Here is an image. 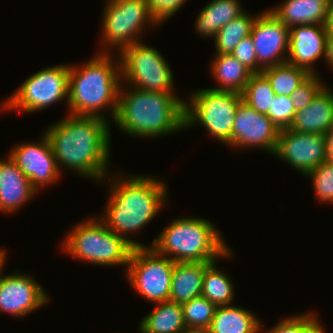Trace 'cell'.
<instances>
[{
  "label": "cell",
  "instance_id": "4fadbf2b",
  "mask_svg": "<svg viewBox=\"0 0 333 333\" xmlns=\"http://www.w3.org/2000/svg\"><path fill=\"white\" fill-rule=\"evenodd\" d=\"M17 167L29 178L38 192L42 187L56 183L62 175L48 138L42 133L37 142L17 144L8 154Z\"/></svg>",
  "mask_w": 333,
  "mask_h": 333
},
{
  "label": "cell",
  "instance_id": "e575fe53",
  "mask_svg": "<svg viewBox=\"0 0 333 333\" xmlns=\"http://www.w3.org/2000/svg\"><path fill=\"white\" fill-rule=\"evenodd\" d=\"M253 73H261L263 68L257 63L254 42L251 36L243 38L231 53Z\"/></svg>",
  "mask_w": 333,
  "mask_h": 333
},
{
  "label": "cell",
  "instance_id": "4316f807",
  "mask_svg": "<svg viewBox=\"0 0 333 333\" xmlns=\"http://www.w3.org/2000/svg\"><path fill=\"white\" fill-rule=\"evenodd\" d=\"M270 82L275 95L290 96L311 74L288 62L267 67L261 72Z\"/></svg>",
  "mask_w": 333,
  "mask_h": 333
},
{
  "label": "cell",
  "instance_id": "7c38bea8",
  "mask_svg": "<svg viewBox=\"0 0 333 333\" xmlns=\"http://www.w3.org/2000/svg\"><path fill=\"white\" fill-rule=\"evenodd\" d=\"M274 156L307 175L326 161L325 136L281 129Z\"/></svg>",
  "mask_w": 333,
  "mask_h": 333
},
{
  "label": "cell",
  "instance_id": "83f0119b",
  "mask_svg": "<svg viewBox=\"0 0 333 333\" xmlns=\"http://www.w3.org/2000/svg\"><path fill=\"white\" fill-rule=\"evenodd\" d=\"M259 14L257 13L254 16L244 11L222 27L213 39L215 54H231L237 44L251 34L254 21Z\"/></svg>",
  "mask_w": 333,
  "mask_h": 333
},
{
  "label": "cell",
  "instance_id": "8d00e7d4",
  "mask_svg": "<svg viewBox=\"0 0 333 333\" xmlns=\"http://www.w3.org/2000/svg\"><path fill=\"white\" fill-rule=\"evenodd\" d=\"M326 161L333 163V127L325 133Z\"/></svg>",
  "mask_w": 333,
  "mask_h": 333
},
{
  "label": "cell",
  "instance_id": "d590c367",
  "mask_svg": "<svg viewBox=\"0 0 333 333\" xmlns=\"http://www.w3.org/2000/svg\"><path fill=\"white\" fill-rule=\"evenodd\" d=\"M152 15L162 25L184 6L187 0H147Z\"/></svg>",
  "mask_w": 333,
  "mask_h": 333
},
{
  "label": "cell",
  "instance_id": "74e56055",
  "mask_svg": "<svg viewBox=\"0 0 333 333\" xmlns=\"http://www.w3.org/2000/svg\"><path fill=\"white\" fill-rule=\"evenodd\" d=\"M325 61L333 71V36H327Z\"/></svg>",
  "mask_w": 333,
  "mask_h": 333
},
{
  "label": "cell",
  "instance_id": "d6986e66",
  "mask_svg": "<svg viewBox=\"0 0 333 333\" xmlns=\"http://www.w3.org/2000/svg\"><path fill=\"white\" fill-rule=\"evenodd\" d=\"M333 127V92L325 85L311 103L295 113L289 129L325 135Z\"/></svg>",
  "mask_w": 333,
  "mask_h": 333
},
{
  "label": "cell",
  "instance_id": "8fae6325",
  "mask_svg": "<svg viewBox=\"0 0 333 333\" xmlns=\"http://www.w3.org/2000/svg\"><path fill=\"white\" fill-rule=\"evenodd\" d=\"M69 65L43 68L29 76L7 98V111L33 113L65 100L68 103Z\"/></svg>",
  "mask_w": 333,
  "mask_h": 333
},
{
  "label": "cell",
  "instance_id": "b9f144b4",
  "mask_svg": "<svg viewBox=\"0 0 333 333\" xmlns=\"http://www.w3.org/2000/svg\"><path fill=\"white\" fill-rule=\"evenodd\" d=\"M187 333H203V332H187Z\"/></svg>",
  "mask_w": 333,
  "mask_h": 333
},
{
  "label": "cell",
  "instance_id": "ab89813d",
  "mask_svg": "<svg viewBox=\"0 0 333 333\" xmlns=\"http://www.w3.org/2000/svg\"><path fill=\"white\" fill-rule=\"evenodd\" d=\"M6 252L4 249L0 248V277L2 276L3 272V268L6 265Z\"/></svg>",
  "mask_w": 333,
  "mask_h": 333
},
{
  "label": "cell",
  "instance_id": "cb8c5ba5",
  "mask_svg": "<svg viewBox=\"0 0 333 333\" xmlns=\"http://www.w3.org/2000/svg\"><path fill=\"white\" fill-rule=\"evenodd\" d=\"M214 55L210 71L219 86L210 89L241 94L254 73L231 54Z\"/></svg>",
  "mask_w": 333,
  "mask_h": 333
},
{
  "label": "cell",
  "instance_id": "60d3db41",
  "mask_svg": "<svg viewBox=\"0 0 333 333\" xmlns=\"http://www.w3.org/2000/svg\"><path fill=\"white\" fill-rule=\"evenodd\" d=\"M0 109H3V111L7 110V99H5V101L3 100V102H1L0 104Z\"/></svg>",
  "mask_w": 333,
  "mask_h": 333
},
{
  "label": "cell",
  "instance_id": "277c9868",
  "mask_svg": "<svg viewBox=\"0 0 333 333\" xmlns=\"http://www.w3.org/2000/svg\"><path fill=\"white\" fill-rule=\"evenodd\" d=\"M96 54L85 64L69 65L68 111L109 121L104 114L109 108L113 121L122 84L120 60L113 58L112 53Z\"/></svg>",
  "mask_w": 333,
  "mask_h": 333
},
{
  "label": "cell",
  "instance_id": "52a82bcc",
  "mask_svg": "<svg viewBox=\"0 0 333 333\" xmlns=\"http://www.w3.org/2000/svg\"><path fill=\"white\" fill-rule=\"evenodd\" d=\"M105 3L100 25V41L104 48L98 53H110L111 48L119 53L125 47L141 42L145 27L161 26L152 15L147 0H107Z\"/></svg>",
  "mask_w": 333,
  "mask_h": 333
},
{
  "label": "cell",
  "instance_id": "6da1fadb",
  "mask_svg": "<svg viewBox=\"0 0 333 333\" xmlns=\"http://www.w3.org/2000/svg\"><path fill=\"white\" fill-rule=\"evenodd\" d=\"M44 133L60 172L64 166L100 184L111 177L108 176L111 128L107 120L68 114L47 127Z\"/></svg>",
  "mask_w": 333,
  "mask_h": 333
},
{
  "label": "cell",
  "instance_id": "836d02e7",
  "mask_svg": "<svg viewBox=\"0 0 333 333\" xmlns=\"http://www.w3.org/2000/svg\"><path fill=\"white\" fill-rule=\"evenodd\" d=\"M319 74H311L291 95L295 111L308 106L317 93L326 85Z\"/></svg>",
  "mask_w": 333,
  "mask_h": 333
},
{
  "label": "cell",
  "instance_id": "ffe728a7",
  "mask_svg": "<svg viewBox=\"0 0 333 333\" xmlns=\"http://www.w3.org/2000/svg\"><path fill=\"white\" fill-rule=\"evenodd\" d=\"M330 0H286L268 10L288 28L304 24H326Z\"/></svg>",
  "mask_w": 333,
  "mask_h": 333
},
{
  "label": "cell",
  "instance_id": "3957f363",
  "mask_svg": "<svg viewBox=\"0 0 333 333\" xmlns=\"http://www.w3.org/2000/svg\"><path fill=\"white\" fill-rule=\"evenodd\" d=\"M175 95L121 84L113 121L122 132L135 138L171 136L186 130L185 100Z\"/></svg>",
  "mask_w": 333,
  "mask_h": 333
},
{
  "label": "cell",
  "instance_id": "4dcf8cb0",
  "mask_svg": "<svg viewBox=\"0 0 333 333\" xmlns=\"http://www.w3.org/2000/svg\"><path fill=\"white\" fill-rule=\"evenodd\" d=\"M312 312L281 319L275 326L263 333H326L324 325Z\"/></svg>",
  "mask_w": 333,
  "mask_h": 333
},
{
  "label": "cell",
  "instance_id": "ba28073f",
  "mask_svg": "<svg viewBox=\"0 0 333 333\" xmlns=\"http://www.w3.org/2000/svg\"><path fill=\"white\" fill-rule=\"evenodd\" d=\"M193 92V93H192ZM185 101V129L201 125L225 145L232 140V129L240 93L202 88L192 91Z\"/></svg>",
  "mask_w": 333,
  "mask_h": 333
},
{
  "label": "cell",
  "instance_id": "7402d4cb",
  "mask_svg": "<svg viewBox=\"0 0 333 333\" xmlns=\"http://www.w3.org/2000/svg\"><path fill=\"white\" fill-rule=\"evenodd\" d=\"M244 12L239 0H212L199 12L195 21V30L204 38H213L215 34L231 20Z\"/></svg>",
  "mask_w": 333,
  "mask_h": 333
},
{
  "label": "cell",
  "instance_id": "d4e9b609",
  "mask_svg": "<svg viewBox=\"0 0 333 333\" xmlns=\"http://www.w3.org/2000/svg\"><path fill=\"white\" fill-rule=\"evenodd\" d=\"M140 333H187L182 306L167 300L155 303L152 312L139 322Z\"/></svg>",
  "mask_w": 333,
  "mask_h": 333
},
{
  "label": "cell",
  "instance_id": "8992f818",
  "mask_svg": "<svg viewBox=\"0 0 333 333\" xmlns=\"http://www.w3.org/2000/svg\"><path fill=\"white\" fill-rule=\"evenodd\" d=\"M63 241L61 250L64 253L96 266H128L134 249L128 240L115 234L98 217L77 222Z\"/></svg>",
  "mask_w": 333,
  "mask_h": 333
},
{
  "label": "cell",
  "instance_id": "5b68a950",
  "mask_svg": "<svg viewBox=\"0 0 333 333\" xmlns=\"http://www.w3.org/2000/svg\"><path fill=\"white\" fill-rule=\"evenodd\" d=\"M223 237L209 220L183 216L167 224L147 247L174 262H213L234 255Z\"/></svg>",
  "mask_w": 333,
  "mask_h": 333
},
{
  "label": "cell",
  "instance_id": "f35d334b",
  "mask_svg": "<svg viewBox=\"0 0 333 333\" xmlns=\"http://www.w3.org/2000/svg\"><path fill=\"white\" fill-rule=\"evenodd\" d=\"M325 26L328 32L327 36H333V3H330L329 5V12Z\"/></svg>",
  "mask_w": 333,
  "mask_h": 333
},
{
  "label": "cell",
  "instance_id": "7a4b0ae2",
  "mask_svg": "<svg viewBox=\"0 0 333 333\" xmlns=\"http://www.w3.org/2000/svg\"><path fill=\"white\" fill-rule=\"evenodd\" d=\"M111 178L110 196L105 205L104 215L98 218L115 234L124 237L134 247L145 244L127 237L142 230L163 208L168 199V187L155 177L136 174L123 176L117 173Z\"/></svg>",
  "mask_w": 333,
  "mask_h": 333
},
{
  "label": "cell",
  "instance_id": "d6a6232c",
  "mask_svg": "<svg viewBox=\"0 0 333 333\" xmlns=\"http://www.w3.org/2000/svg\"><path fill=\"white\" fill-rule=\"evenodd\" d=\"M295 108L290 96L275 95L274 100L269 107L268 117L281 129L290 128L295 117Z\"/></svg>",
  "mask_w": 333,
  "mask_h": 333
},
{
  "label": "cell",
  "instance_id": "f1b7e54d",
  "mask_svg": "<svg viewBox=\"0 0 333 333\" xmlns=\"http://www.w3.org/2000/svg\"><path fill=\"white\" fill-rule=\"evenodd\" d=\"M183 319L188 332H203L209 329L217 306L206 297L199 296L181 304Z\"/></svg>",
  "mask_w": 333,
  "mask_h": 333
},
{
  "label": "cell",
  "instance_id": "9a60e30c",
  "mask_svg": "<svg viewBox=\"0 0 333 333\" xmlns=\"http://www.w3.org/2000/svg\"><path fill=\"white\" fill-rule=\"evenodd\" d=\"M16 270L0 277V311L20 318L45 306L50 298L33 275Z\"/></svg>",
  "mask_w": 333,
  "mask_h": 333
},
{
  "label": "cell",
  "instance_id": "5bb4252c",
  "mask_svg": "<svg viewBox=\"0 0 333 333\" xmlns=\"http://www.w3.org/2000/svg\"><path fill=\"white\" fill-rule=\"evenodd\" d=\"M279 129L266 114H261L241 101L237 107L230 148H261L274 155ZM242 147V148H241Z\"/></svg>",
  "mask_w": 333,
  "mask_h": 333
},
{
  "label": "cell",
  "instance_id": "1f68e13d",
  "mask_svg": "<svg viewBox=\"0 0 333 333\" xmlns=\"http://www.w3.org/2000/svg\"><path fill=\"white\" fill-rule=\"evenodd\" d=\"M307 178H311L314 193L321 203L333 202V163L325 161L310 171Z\"/></svg>",
  "mask_w": 333,
  "mask_h": 333
},
{
  "label": "cell",
  "instance_id": "484cf974",
  "mask_svg": "<svg viewBox=\"0 0 333 333\" xmlns=\"http://www.w3.org/2000/svg\"><path fill=\"white\" fill-rule=\"evenodd\" d=\"M217 263L218 259L206 267L202 296L216 306L232 305L235 294L232 280L218 268Z\"/></svg>",
  "mask_w": 333,
  "mask_h": 333
},
{
  "label": "cell",
  "instance_id": "e0dca14e",
  "mask_svg": "<svg viewBox=\"0 0 333 333\" xmlns=\"http://www.w3.org/2000/svg\"><path fill=\"white\" fill-rule=\"evenodd\" d=\"M327 29L323 24L295 25L289 28L287 62L317 74L314 63L326 57ZM313 66V67H312Z\"/></svg>",
  "mask_w": 333,
  "mask_h": 333
},
{
  "label": "cell",
  "instance_id": "2e32d148",
  "mask_svg": "<svg viewBox=\"0 0 333 333\" xmlns=\"http://www.w3.org/2000/svg\"><path fill=\"white\" fill-rule=\"evenodd\" d=\"M257 63L263 68L287 62L289 28L268 9L260 12L250 34Z\"/></svg>",
  "mask_w": 333,
  "mask_h": 333
},
{
  "label": "cell",
  "instance_id": "9c48e42d",
  "mask_svg": "<svg viewBox=\"0 0 333 333\" xmlns=\"http://www.w3.org/2000/svg\"><path fill=\"white\" fill-rule=\"evenodd\" d=\"M118 56L124 86L130 84L129 87L144 91L175 93L174 73L156 48L141 41L125 47Z\"/></svg>",
  "mask_w": 333,
  "mask_h": 333
},
{
  "label": "cell",
  "instance_id": "f546056e",
  "mask_svg": "<svg viewBox=\"0 0 333 333\" xmlns=\"http://www.w3.org/2000/svg\"><path fill=\"white\" fill-rule=\"evenodd\" d=\"M242 101L261 114L268 115L275 92L262 73H254L241 93Z\"/></svg>",
  "mask_w": 333,
  "mask_h": 333
},
{
  "label": "cell",
  "instance_id": "44dd1931",
  "mask_svg": "<svg viewBox=\"0 0 333 333\" xmlns=\"http://www.w3.org/2000/svg\"><path fill=\"white\" fill-rule=\"evenodd\" d=\"M211 262H175L169 300L182 304L202 296L203 277Z\"/></svg>",
  "mask_w": 333,
  "mask_h": 333
},
{
  "label": "cell",
  "instance_id": "30bf717a",
  "mask_svg": "<svg viewBox=\"0 0 333 333\" xmlns=\"http://www.w3.org/2000/svg\"><path fill=\"white\" fill-rule=\"evenodd\" d=\"M174 264L151 246L134 247L125 276L134 291L155 304L169 300Z\"/></svg>",
  "mask_w": 333,
  "mask_h": 333
},
{
  "label": "cell",
  "instance_id": "603a6c76",
  "mask_svg": "<svg viewBox=\"0 0 333 333\" xmlns=\"http://www.w3.org/2000/svg\"><path fill=\"white\" fill-rule=\"evenodd\" d=\"M263 329L260 319L243 307L217 306L206 333H259Z\"/></svg>",
  "mask_w": 333,
  "mask_h": 333
},
{
  "label": "cell",
  "instance_id": "ac0fdd59",
  "mask_svg": "<svg viewBox=\"0 0 333 333\" xmlns=\"http://www.w3.org/2000/svg\"><path fill=\"white\" fill-rule=\"evenodd\" d=\"M37 193L9 155L0 159V212L12 214L19 211Z\"/></svg>",
  "mask_w": 333,
  "mask_h": 333
}]
</instances>
